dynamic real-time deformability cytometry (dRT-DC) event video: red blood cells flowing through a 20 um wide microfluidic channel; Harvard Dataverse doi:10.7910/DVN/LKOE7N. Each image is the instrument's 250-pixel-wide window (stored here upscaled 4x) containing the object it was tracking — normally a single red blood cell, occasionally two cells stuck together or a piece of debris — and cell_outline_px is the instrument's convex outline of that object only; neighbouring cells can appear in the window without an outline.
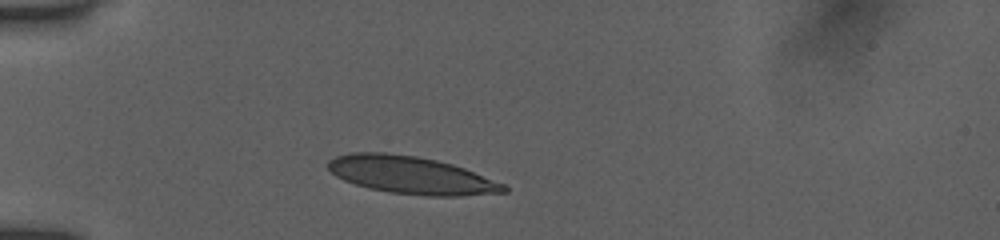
{"species": "human", "species_latin": "Homo sapiens", "temperature_condition": "room temperature", "stored_images_in_passage": 38, "camera_frame_rate_fps": 3000, "um_per_image_px": 0.085, "donor": {"sex": "female"}, "frame": {"image": 1, "passage_image": 1, "time_ms": 0.0, "image_size_px": [1000, 240], "cell_outline_px": [[508, 192], [460, 196], [424, 196], [388, 192], [368, 188], [344, 180], [336, 176], [328, 168], [328, 160], [336, 156], [348, 152], [384, 152], [416, 156], [436, 160], [452, 164], [464, 168], [504, 184], [508, 188]], "centroid_in_image_um": [34.93, 14.89], "position_along_channel_um": 50.1, "area_um2": 38.49}}
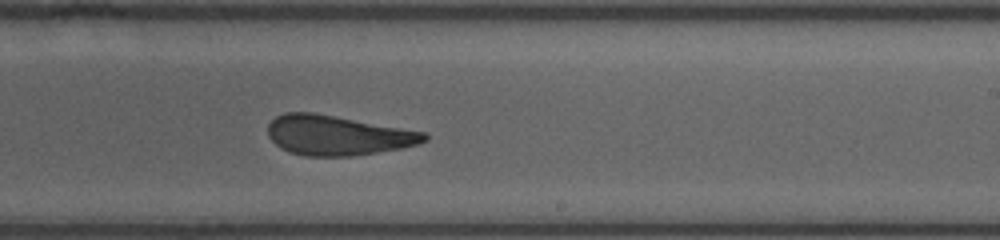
{"frame": {"image": 2, "passage_image": 19, "time_ms": 6.0, "image_size_px": [1000, 240], "cell_outline_px": [[428, 140], [404, 148], [352, 156], [304, 156], [288, 152], [280, 148], [268, 136], [268, 124], [276, 116], [284, 112], [312, 112], [424, 132], [428, 136]], "centroid_in_image_um": [28.65, 11.51], "position_along_channel_um": 260.3, "area_um2": 36.18}}
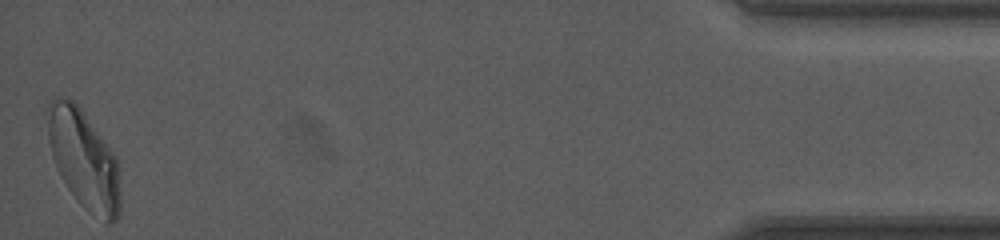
{"frame": {"image": 3, "passage_image": 38, "time_ms": 12.333, "image_size_px": [1000, 240], "cell_outline_px": [[120, 212], [116, 220], [112, 224], [104, 224], [88, 212], [76, 200], [60, 176], [52, 156], [48, 140], [48, 104], [56, 96], [68, 96], [80, 108], [116, 156], [120, 168]], "centroid_in_image_um": [7.15, 13.61], "position_along_channel_um": 428.0, "area_um2": 42.31}, "authors_computed_cell_mechanics": {"area_um2": 37.9457, "velocity_mm_per_s": 3.9091, "shape_relaxation_time_tau1_ms": 9.3636, "shape_relaxation_time_tau2_ms": 1.422, "deformation_change_tau1": 0.2171, "deformation_change_tau2": 0.0752}}